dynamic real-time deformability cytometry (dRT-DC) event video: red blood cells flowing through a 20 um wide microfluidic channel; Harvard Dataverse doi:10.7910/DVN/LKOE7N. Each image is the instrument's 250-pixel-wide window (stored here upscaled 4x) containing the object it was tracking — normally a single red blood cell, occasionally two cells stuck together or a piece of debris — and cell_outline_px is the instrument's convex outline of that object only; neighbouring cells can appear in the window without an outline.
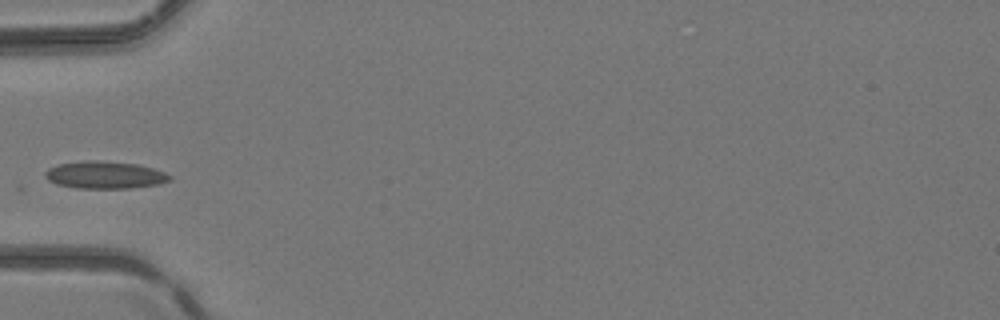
{"species": "common noctule bat (a hibernating species)", "species_latin": "Nyctalus noctula", "temperature_condition": "room temperature", "stored_images_in_passage": 3, "camera_frame_rate_fps": 3000, "um_per_image_px": 0.085, "animal": {"sex": "female", "body_mass_g": 24.6, "forearm_length_mm": 56.2}, "frame": {"image": 1, "passage_image": 3, "time_ms": 0.667, "image_size_px": [1000, 320], "cell_outline_px": [[172, 180], [160, 184], [132, 188], [76, 188], [56, 184], [48, 180], [44, 176], [44, 172], [48, 168], [56, 164], [84, 160], [92, 160], [136, 164], [152, 168], [164, 172], [172, 176]], "centroid_in_image_um": [8.89, 14.87], "position_along_channel_um": 76.1, "area_um2": 20.0}}